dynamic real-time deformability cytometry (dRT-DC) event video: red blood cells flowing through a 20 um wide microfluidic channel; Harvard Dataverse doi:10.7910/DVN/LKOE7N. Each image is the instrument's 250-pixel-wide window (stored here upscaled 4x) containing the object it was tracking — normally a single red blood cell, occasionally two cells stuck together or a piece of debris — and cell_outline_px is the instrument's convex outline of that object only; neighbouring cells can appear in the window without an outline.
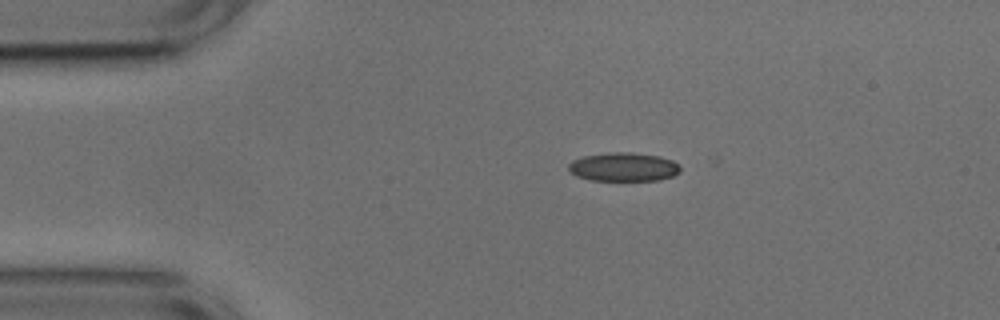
{"species": "common noctule bat (a hibernating species)", "species_latin": "Nyctalus noctula", "temperature_condition": "cold", "stored_images_in_passage": 14, "camera_frame_rate_fps": 3000, "um_per_image_px": 0.085, "animal": {"sex": "male", "body_mass_g": 17.9, "forearm_length_mm": 54.2}, "frame": {"image": 1, "passage_image": 1, "time_ms": 0.0, "image_size_px": [1000, 320], "cell_outline_px": [[680, 172], [672, 176], [660, 180], [592, 180], [576, 176], [568, 168], [568, 164], [572, 160], [584, 156], [608, 152], [628, 152], [660, 156], [672, 160], [680, 164]], "centroid_in_image_um": [53.02, 14.18], "position_along_channel_um": 32.0, "area_um2": 18.73}}